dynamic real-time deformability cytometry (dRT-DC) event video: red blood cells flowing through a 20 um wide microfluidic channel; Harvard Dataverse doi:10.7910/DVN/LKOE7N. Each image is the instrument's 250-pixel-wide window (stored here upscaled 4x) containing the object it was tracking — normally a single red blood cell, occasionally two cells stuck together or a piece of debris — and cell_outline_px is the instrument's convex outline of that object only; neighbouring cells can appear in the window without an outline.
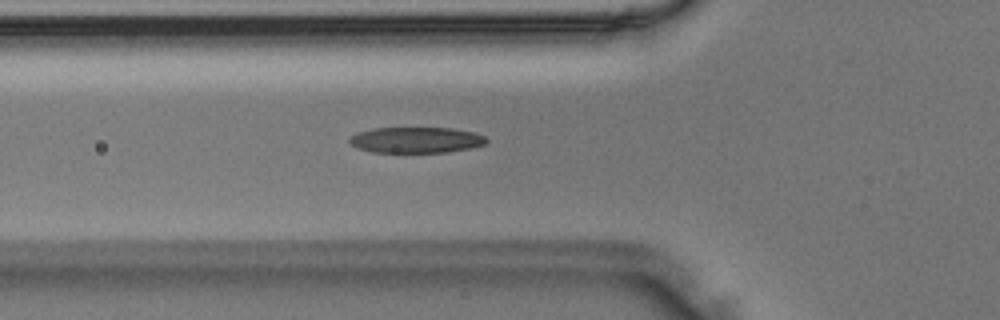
{"species": "Egyptian fruit bat (a non-hibernating species)", "species_latin": "Rousettus aegyptiacus", "temperature_condition": "room temperature", "stored_images_in_passage": 34, "camera_frame_rate_fps": 3000, "um_per_image_px": 0.085, "animal": {"sex": "male"}, "frame": {"image": 1, "passage_image": 9, "time_ms": 2.667, "image_size_px": [1000, 320], "cell_outline_px": [[488, 140], [484, 144], [472, 148], [448, 152], [372, 152], [356, 148], [348, 140], [348, 136], [356, 132], [372, 128], [452, 128], [476, 132], [484, 136]], "centroid_in_image_um": [35.34, 11.89], "position_along_channel_um": 90.5, "area_um2": 20.87}}
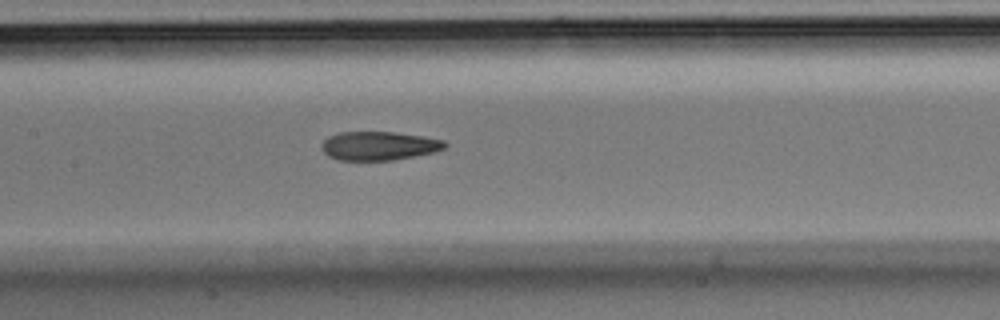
{"frame": {"image": 2, "passage_image": 15, "time_ms": 4.667, "image_size_px": [1000, 320], "cell_outline_px": [[448, 144], [444, 148], [436, 152], [392, 160], [340, 160], [328, 156], [320, 148], [320, 144], [328, 136], [340, 132], [392, 132], [424, 136], [444, 140]], "centroid_in_image_um": [32.2, 12.39], "position_along_channel_um": 175.2, "area_um2": 20.75}}
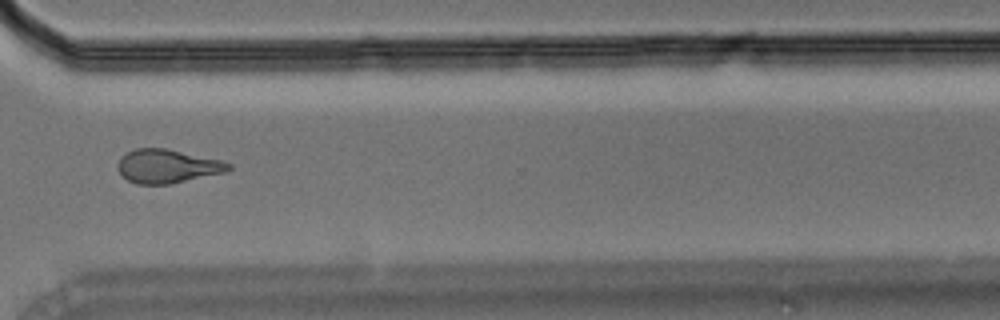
{"frame": {"image": 3, "passage_image": 28, "time_ms": 9.0, "image_size_px": [1000, 320], "cell_outline_px": [[232, 168], [224, 172], [168, 184], [136, 184], [128, 180], [116, 168], [116, 164], [120, 156], [136, 148], [164, 148], [220, 160], [232, 164]], "centroid_in_image_um": [14.17, 14.12], "position_along_channel_um": 356.4, "area_um2": 21.5}}